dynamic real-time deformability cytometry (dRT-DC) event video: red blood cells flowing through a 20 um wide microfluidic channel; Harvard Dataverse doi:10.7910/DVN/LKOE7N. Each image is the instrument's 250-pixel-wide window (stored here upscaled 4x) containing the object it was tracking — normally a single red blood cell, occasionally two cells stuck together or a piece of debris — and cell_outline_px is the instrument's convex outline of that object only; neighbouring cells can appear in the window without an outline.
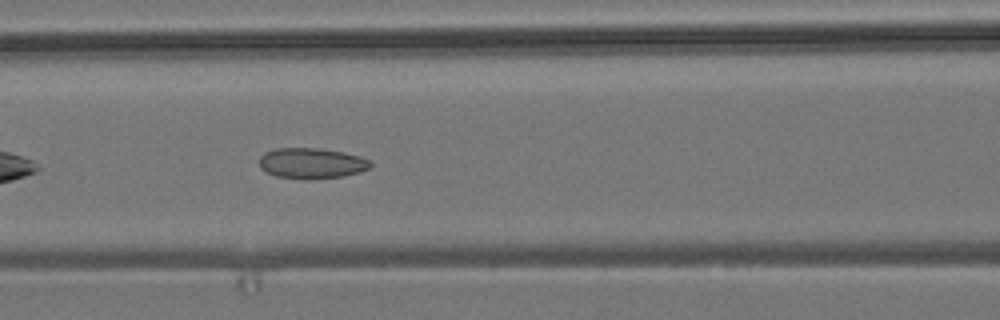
{"species": "common noctule bat (a hibernating species)", "species_latin": "Nyctalus noctula", "temperature_condition": "room temperature", "stored_images_in_passage": 33, "camera_frame_rate_fps": 3000, "um_per_image_px": 0.085, "animal": {"sex": "male", "body_mass_g": 19.2, "forearm_length_mm": 51.8}, "frame": {"image": 1, "passage_image": 9, "time_ms": 2.667, "image_size_px": [1000, 320], "cell_outline_px": [[372, 164], [368, 168], [360, 172], [344, 176], [316, 180], [304, 180], [276, 176], [260, 168], [260, 156], [264, 152], [276, 148], [316, 148], [344, 152], [360, 156], [368, 160]], "centroid_in_image_um": [26.48, 13.89], "position_along_channel_um": 140.1, "area_um2": 20.06}}
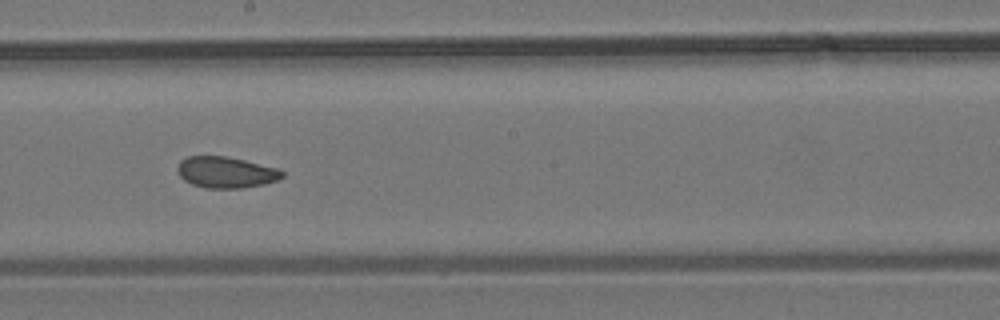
{"frame": {"image": 2, "passage_image": 16, "time_ms": 5.0, "image_size_px": [1000, 320], "cell_outline_px": [[284, 176], [276, 180], [264, 184], [240, 188], [204, 188], [192, 184], [184, 180], [180, 176], [176, 168], [180, 160], [188, 156], [224, 156], [244, 160], [276, 168], [284, 172]], "centroid_in_image_um": [19.16, 14.64], "position_along_channel_um": 229.0, "area_um2": 18.96}}
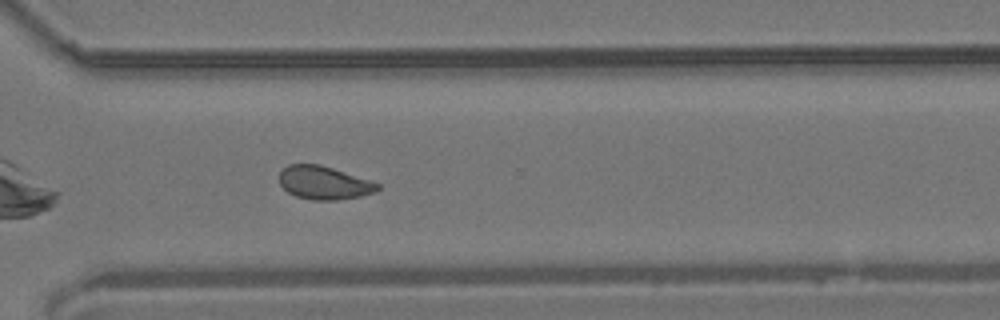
{"frame": {"image": 3, "passage_image": 25, "time_ms": 8.0, "image_size_px": [1000, 320], "cell_outline_px": [[380, 188], [376, 192], [360, 196], [336, 200], [312, 200], [296, 196], [288, 192], [280, 184], [280, 172], [288, 164], [320, 164], [372, 180], [380, 184]], "centroid_in_image_um": [27.57, 15.53], "position_along_channel_um": 343.0, "area_um2": 19.13}, "authors_computed_cell_mechanics": {"area_um2": 19.363, "velocity_mm_per_s": 3.8115, "shape_relaxation_time_tau1_ms": null, "shape_relaxation_time_tau2_ms": 2.8428, "deformation_change_tau1": null, "deformation_change_tau2": 0.0844}}